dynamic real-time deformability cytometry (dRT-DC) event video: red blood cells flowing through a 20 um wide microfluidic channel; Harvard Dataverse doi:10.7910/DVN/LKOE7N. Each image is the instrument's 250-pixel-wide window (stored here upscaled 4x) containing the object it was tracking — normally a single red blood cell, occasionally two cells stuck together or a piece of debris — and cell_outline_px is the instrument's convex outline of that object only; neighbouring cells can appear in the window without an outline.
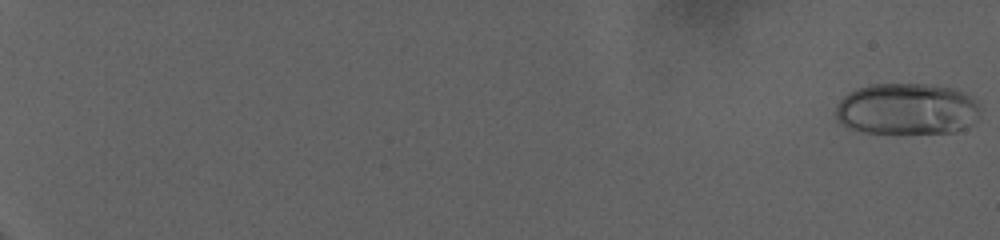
{"species": "human", "species_latin": "Homo sapiens", "temperature_condition": "warm", "stored_images_in_passage": 81, "camera_frame_rate_fps": 3000, "um_per_image_px": 0.085, "donor": {"sex": "female"}, "frame": {"image": 1, "passage_image": 1, "time_ms": 0.0, "image_size_px": [1000, 240], "cell_outline_px": [[980, 112], [976, 120], [972, 124], [964, 128], [952, 132], [864, 132], [840, 124], [836, 120], [836, 104], [848, 92], [856, 88], [872, 84], [924, 84], [952, 88], [968, 96], [980, 108]], "centroid_in_image_um": [77.03, 9.26], "position_along_channel_um": 8.0, "area_um2": 43.0}}
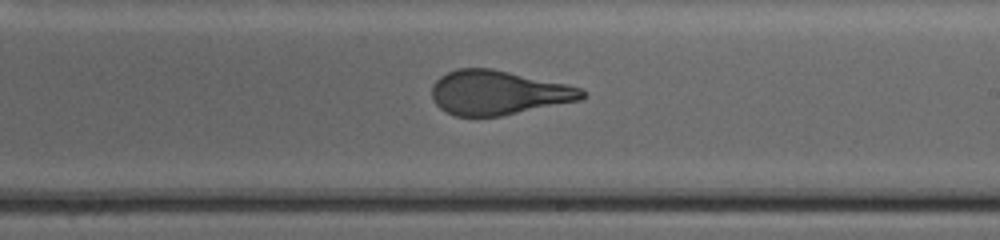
{"frame": {"image": 2, "passage_image": 55, "time_ms": 18.0, "image_size_px": [1000, 240], "cell_outline_px": [[588, 96], [580, 100], [500, 116], [456, 116], [440, 108], [432, 100], [432, 84], [440, 76], [456, 68], [492, 68], [568, 84], [584, 88], [588, 92]], "centroid_in_image_um": [42.38, 7.86], "position_along_channel_um": 246.6, "area_um2": 39.02}}
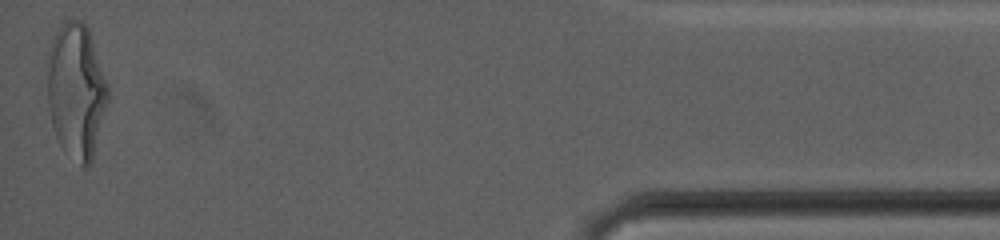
{"frame": {"image": 3, "passage_image": 81, "time_ms": 26.667, "image_size_px": [1000, 240], "cell_outline_px": [[108, 100], [92, 160], [84, 168], [80, 168], [64, 152], [56, 136], [52, 124], [48, 104], [48, 48], [56, 32], [64, 20], [80, 20], [88, 28], [108, 84]], "centroid_in_image_um": [6.48, 7.75], "position_along_channel_um": 428.7, "area_um2": 47.63}, "authors_computed_cell_mechanics": {"area_um2": 40.46, "velocity_mm_per_s": 2.7963, "shape_relaxation_time_tau1_ms": 9.7153, "shape_relaxation_time_tau2_ms": null, "deformation_change_tau1": 0.2856, "deformation_change_tau2": null}}